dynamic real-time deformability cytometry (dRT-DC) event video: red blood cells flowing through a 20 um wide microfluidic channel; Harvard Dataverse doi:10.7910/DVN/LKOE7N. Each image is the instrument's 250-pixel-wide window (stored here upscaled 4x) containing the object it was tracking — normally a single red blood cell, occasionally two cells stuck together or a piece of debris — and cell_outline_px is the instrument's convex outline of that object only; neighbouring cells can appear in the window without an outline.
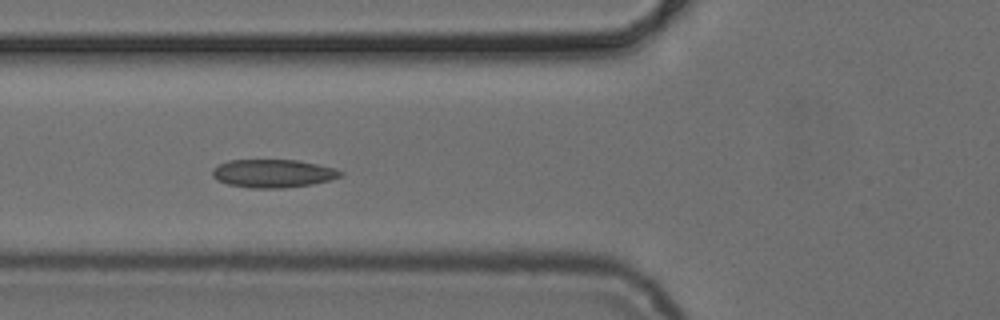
{"species": "common noctule bat (a hibernating species)", "species_latin": "Nyctalus noctula", "temperature_condition": "cold", "stored_images_in_passage": 9, "camera_frame_rate_fps": 3000, "um_per_image_px": 0.085, "animal": {"sex": "female", "body_mass_g": 24.6, "forearm_length_mm": 56.2}, "frame": {"image": 1, "passage_image": 6, "time_ms": 6.667, "image_size_px": [1000, 320], "cell_outline_px": [[344, 176], [312, 184], [284, 188], [248, 188], [228, 184], [216, 180], [212, 176], [212, 168], [228, 160], [296, 160], [336, 168], [344, 172]], "centroid_in_image_um": [23.2, 14.74], "position_along_channel_um": 102.6, "area_um2": 21.15}}
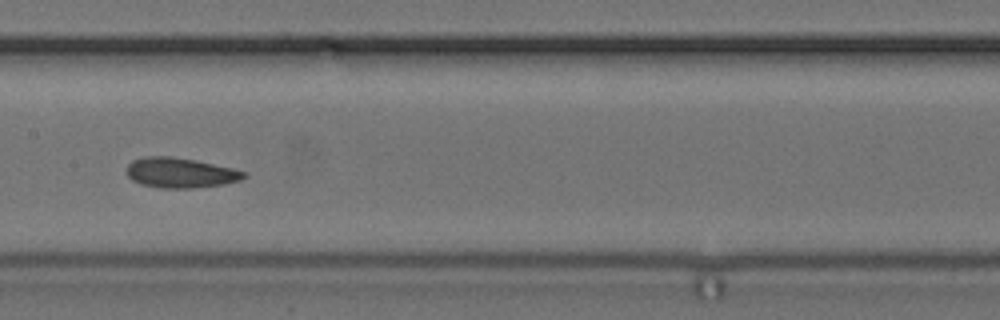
{"frame": {"image": 2, "passage_image": 8, "time_ms": 9.0, "image_size_px": [1000, 320], "cell_outline_px": [[248, 176], [240, 180], [224, 184], [192, 188], [160, 188], [140, 184], [132, 180], [128, 176], [128, 164], [132, 160], [144, 156], [172, 156], [196, 160], [232, 168], [248, 172]], "centroid_in_image_um": [15.35, 14.68], "position_along_channel_um": 192.1, "area_um2": 20.69}}
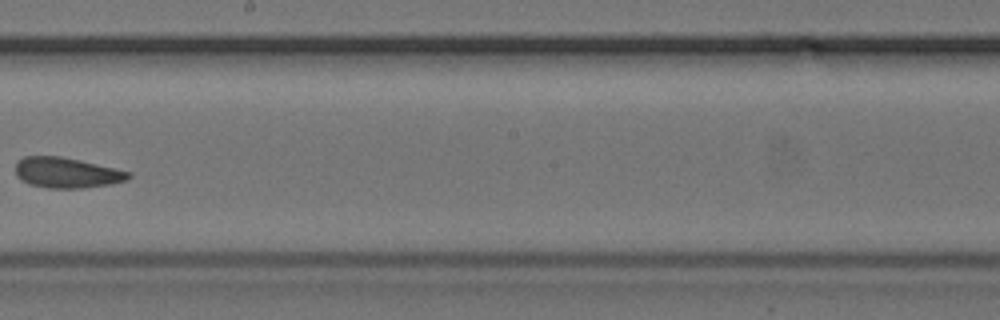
{"frame": {"image": 3, "passage_image": 9, "time_ms": 10.333, "image_size_px": [1000, 320], "cell_outline_px": [[132, 176], [128, 180], [112, 184], [80, 188], [48, 188], [28, 184], [20, 180], [16, 176], [16, 160], [24, 156], [60, 156], [80, 160], [132, 172]], "centroid_in_image_um": [5.66, 14.68], "position_along_channel_um": 242.5, "area_um2": 20.29}}